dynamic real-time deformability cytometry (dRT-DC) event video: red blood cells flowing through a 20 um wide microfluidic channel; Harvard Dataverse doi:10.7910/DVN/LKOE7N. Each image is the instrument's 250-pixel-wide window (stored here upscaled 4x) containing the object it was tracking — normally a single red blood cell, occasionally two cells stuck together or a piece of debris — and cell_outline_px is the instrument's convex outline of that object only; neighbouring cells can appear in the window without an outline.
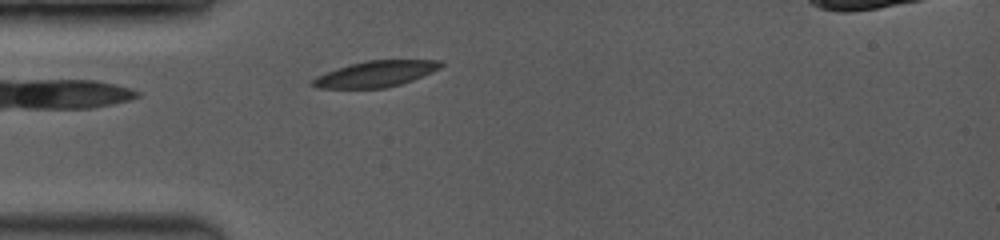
{"species": "common noctule bat (a hibernating species)", "species_latin": "Nyctalus noctula", "temperature_condition": "room temperature", "stored_images_in_passage": 40, "camera_frame_rate_fps": 3500, "um_per_image_px": 0.085, "animal": {"sex": "female", "body_mass_g": 19.0, "forearm_length_mm": 53.3}, "frame": {"image": 1, "passage_image": 4, "time_ms": 0.857, "image_size_px": [1000, 240], "cell_outline_px": [[444, 64], [440, 68], [412, 80], [400, 84], [384, 88], [316, 88], [312, 84], [312, 80], [328, 72], [352, 64], [368, 60], [440, 60]], "centroid_in_image_um": [31.98, 6.28], "position_along_channel_um": 53.0, "area_um2": 18.9}}
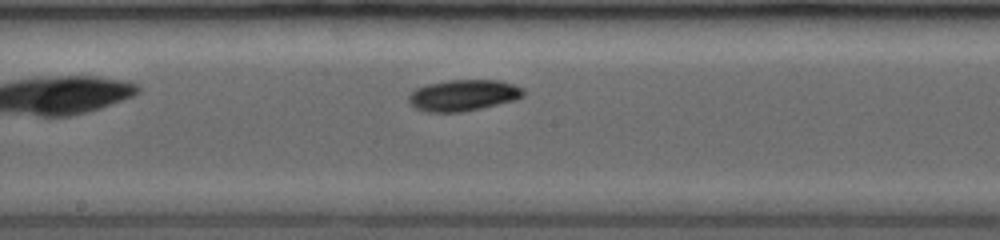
{"frame": {"image": 2, "passage_image": 18, "time_ms": 4.857, "image_size_px": [1000, 240], "cell_outline_px": [[524, 96], [516, 100], [480, 108], [460, 112], [424, 112], [408, 104], [408, 96], [416, 88], [428, 84], [448, 80], [500, 80], [516, 84], [524, 88]], "centroid_in_image_um": [39.39, 8.09], "position_along_channel_um": 208.8, "area_um2": 21.1}}
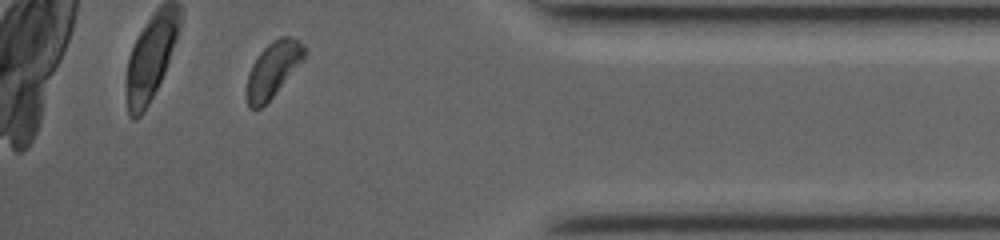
{"frame": {"image": 3, "passage_image": 37, "time_ms": 10.286, "image_size_px": [1000, 240], "cell_outline_px": [[308, 52], [304, 60], [276, 92], [260, 108], [248, 108], [244, 96], [244, 92], [248, 72], [252, 64], [260, 52], [272, 40], [280, 36], [288, 36], [300, 40], [308, 48]], "centroid_in_image_um": [23.2, 5.89], "position_along_channel_um": 412.0, "area_um2": 19.07}, "authors_computed_cell_mechanics": {"area_um2": 19.9121, "velocity_mm_per_s": 4.0743, "shape_relaxation_time_tau1_ms": 2.34, "shape_relaxation_time_tau2_ms": null, "deformation_change_tau1": 0.0799, "deformation_change_tau2": null}}